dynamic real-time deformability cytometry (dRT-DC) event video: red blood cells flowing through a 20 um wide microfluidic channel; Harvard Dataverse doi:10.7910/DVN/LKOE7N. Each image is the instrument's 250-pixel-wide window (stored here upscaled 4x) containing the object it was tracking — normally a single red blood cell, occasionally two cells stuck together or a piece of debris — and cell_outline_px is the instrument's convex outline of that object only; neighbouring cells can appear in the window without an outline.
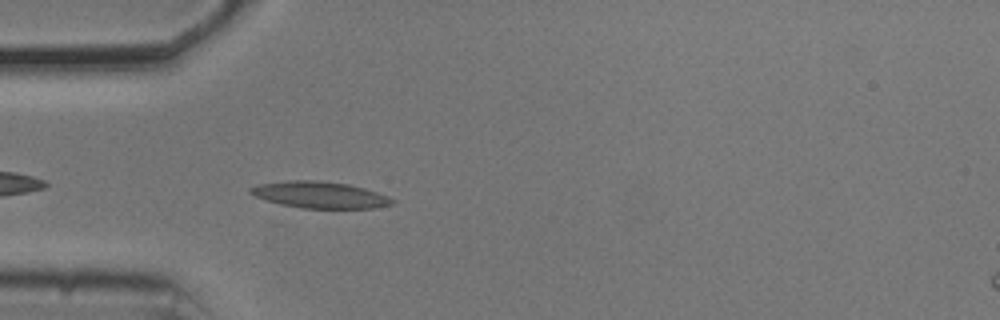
{"species": "common noctule bat (a hibernating species)", "species_latin": "Nyctalus noctula", "temperature_condition": "cold", "stored_images_in_passage": 40, "camera_frame_rate_fps": 3000, "um_per_image_px": 0.085, "animal": {"sex": "male", "body_mass_g": 20.5, "forearm_length_mm": 52.5}, "frame": {"image": 1, "passage_image": 3, "time_ms": 0.667, "image_size_px": [1000, 320], "cell_outline_px": [[396, 200], [392, 204], [372, 208], [300, 208], [280, 204], [256, 196], [248, 192], [248, 188], [260, 184], [288, 180], [316, 180], [348, 184], [364, 188], [388, 196]], "centroid_in_image_um": [27.18, 16.56], "position_along_channel_um": 57.8, "area_um2": 21.79}}
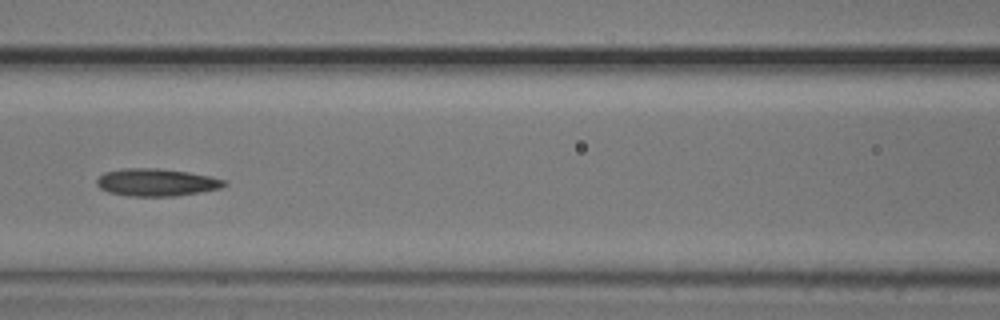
{"frame": {"image": 2, "passage_image": 11, "time_ms": 3.333, "image_size_px": [1000, 320], "cell_outline_px": [[228, 184], [220, 188], [200, 192], [176, 196], [132, 196], [108, 192], [100, 188], [96, 184], [96, 180], [104, 172], [124, 168], [160, 168], [188, 172], [212, 176], [224, 180]], "centroid_in_image_um": [13.3, 15.49], "position_along_channel_um": 153.3, "area_um2": 20.46}}
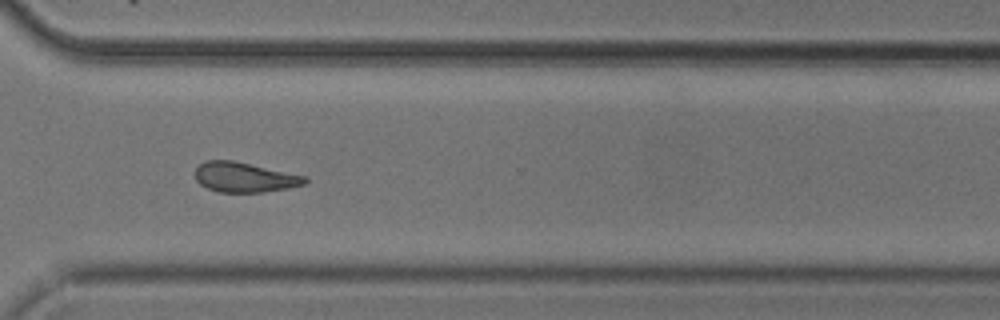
{"frame": {"image": 3, "passage_image": 27, "time_ms": 8.667, "image_size_px": [1000, 320], "cell_outline_px": [[308, 180], [304, 184], [288, 188], [264, 192], [220, 192], [208, 188], [200, 184], [196, 180], [196, 168], [204, 160], [232, 160], [308, 176]], "centroid_in_image_um": [20.8, 15.06], "position_along_channel_um": 349.8, "area_um2": 19.13}, "authors_computed_cell_mechanics": {"area_um2": 19.8254, "velocity_mm_per_s": 3.6992, "shape_relaxation_time_tau1_ms": 4.1189, "shape_relaxation_time_tau2_ms": 6.6124, "deformation_change_tau1": 0.124, "deformation_change_tau2": 0.1595}}